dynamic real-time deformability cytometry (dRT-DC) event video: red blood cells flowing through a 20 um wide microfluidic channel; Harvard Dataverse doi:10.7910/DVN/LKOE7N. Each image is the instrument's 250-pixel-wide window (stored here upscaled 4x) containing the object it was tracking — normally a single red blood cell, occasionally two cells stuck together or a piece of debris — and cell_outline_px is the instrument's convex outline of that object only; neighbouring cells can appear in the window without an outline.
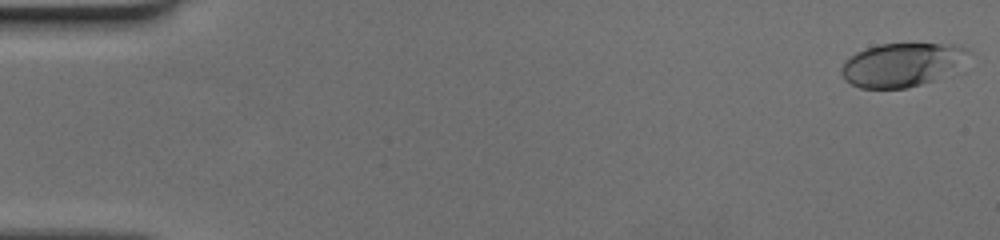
{"species": "human", "species_latin": "Homo sapiens", "temperature_condition": "cold", "stored_images_in_passage": 47, "camera_frame_rate_fps": 3000, "um_per_image_px": 0.085, "donor": {"sex": "female"}, "frame": {"image": 1, "passage_image": 1, "time_ms": 0.0, "image_size_px": [1000, 240], "cell_outline_px": [[972, 52], [956, 68], [932, 80], [908, 88], [860, 88], [844, 80], [840, 72], [840, 68], [856, 52], [880, 44], [940, 44], [968, 48]], "centroid_in_image_um": [76.62, 5.51], "position_along_channel_um": 8.4, "area_um2": 31.67}}
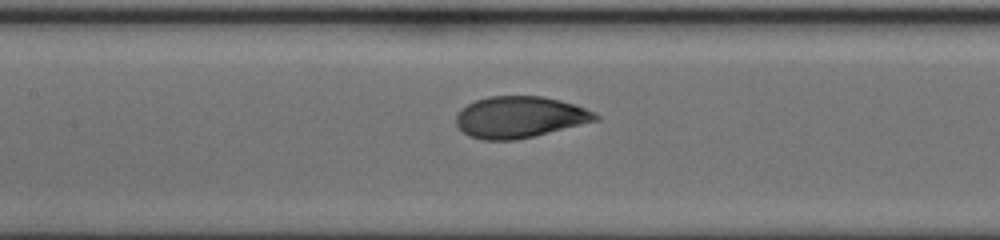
{"frame": {"image": 2, "passage_image": 25, "time_ms": 8.0, "image_size_px": [1000, 240], "cell_outline_px": [[600, 120], [516, 140], [484, 140], [468, 136], [456, 124], [456, 116], [468, 104], [476, 100], [488, 96], [544, 96], [560, 100], [596, 112], [600, 116]], "centroid_in_image_um": [44.2, 9.95], "position_along_channel_um": 163.2, "area_um2": 33.52}}
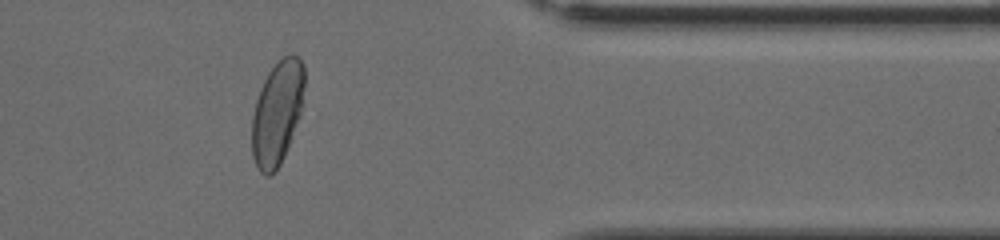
{"frame": {"image": 3, "passage_image": 43, "time_ms": 14.0, "image_size_px": [1000, 240], "cell_outline_px": [[304, 88], [300, 116], [284, 156], [280, 164], [268, 176], [264, 176], [256, 168], [252, 156], [252, 116], [256, 100], [260, 88], [268, 72], [284, 56], [292, 52], [300, 56], [304, 64]], "centroid_in_image_um": [23.56, 9.57], "position_along_channel_um": 387.8, "area_um2": 31.91}}